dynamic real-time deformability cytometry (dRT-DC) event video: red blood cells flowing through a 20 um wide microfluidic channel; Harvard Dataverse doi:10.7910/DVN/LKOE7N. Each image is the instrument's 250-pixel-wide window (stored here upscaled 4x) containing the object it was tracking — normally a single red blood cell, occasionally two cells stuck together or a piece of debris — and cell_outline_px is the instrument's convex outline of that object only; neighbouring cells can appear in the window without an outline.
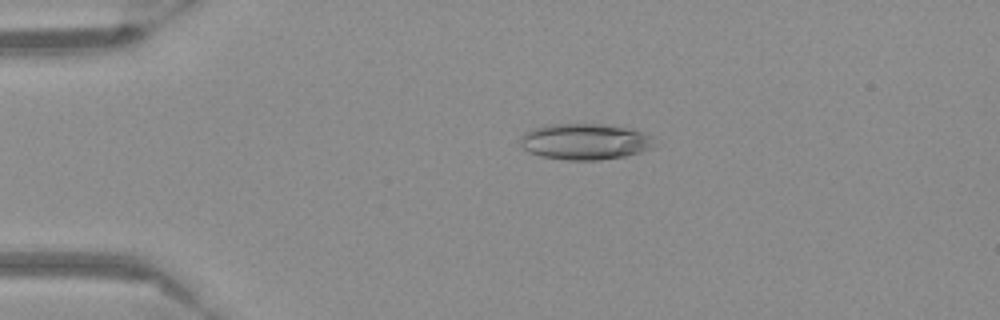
{"species": "Egyptian fruit bat (a non-hibernating species)", "species_latin": "Rousettus aegyptiacus", "temperature_condition": "warm", "stored_images_in_passage": 54, "camera_frame_rate_fps": 3000, "um_per_image_px": 0.085, "frame": {"image": 1, "passage_image": 12, "time_ms": 3.667, "image_size_px": [1000, 320], "cell_outline_px": [[656, 148], [624, 156], [600, 160], [568, 160], [540, 156], [528, 152], [520, 144], [520, 136], [524, 132], [548, 124], [604, 124], [628, 128], [644, 132], [656, 144]], "centroid_in_image_um": [49.72, 12.04], "position_along_channel_um": 35.3, "area_um2": 28.32}}
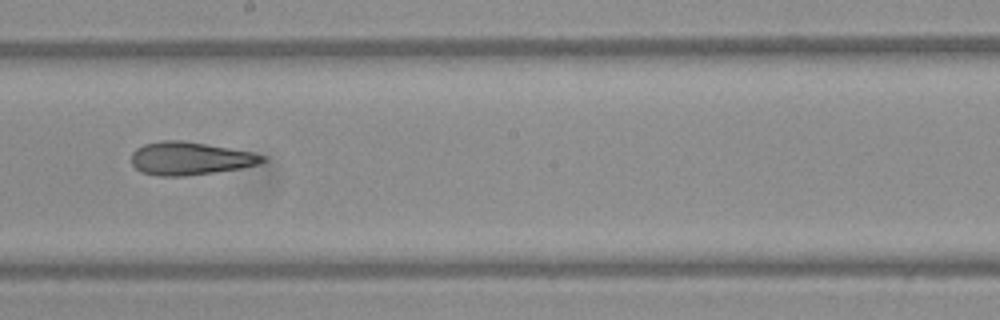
{"frame": {"image": 2, "passage_image": 31, "time_ms": 10.0, "image_size_px": [1000, 320], "cell_outline_px": [[268, 160], [256, 164], [240, 168], [216, 172], [184, 176], [160, 176], [140, 172], [132, 164], [132, 152], [136, 148], [144, 144], [160, 140], [184, 140], [252, 152], [264, 156]], "centroid_in_image_um": [16.13, 13.46], "position_along_channel_um": 232.1, "area_um2": 25.2}}
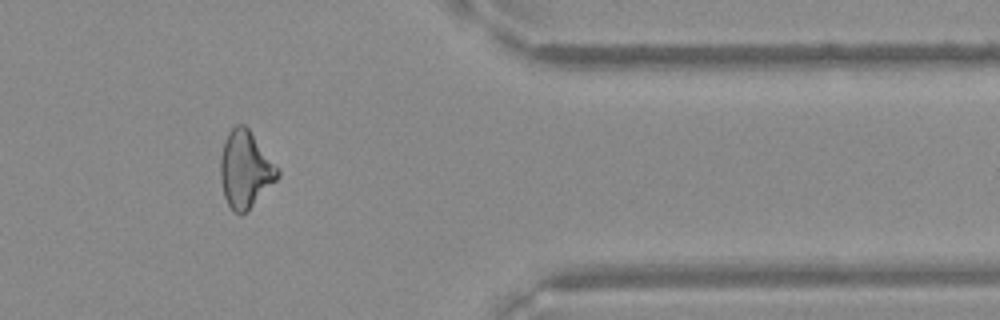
{"frame": {"image": 3, "passage_image": 45, "time_ms": 14.667, "image_size_px": [1000, 320], "cell_outline_px": [[280, 176], [240, 216], [232, 212], [224, 196], [220, 180], [220, 156], [224, 140], [228, 132], [236, 124], [244, 124], [248, 128], [280, 168]], "centroid_in_image_um": [20.83, 14.37], "position_along_channel_um": 390.6, "area_um2": 25.61}}